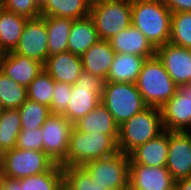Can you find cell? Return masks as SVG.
Segmentation results:
<instances>
[{
	"label": "cell",
	"instance_id": "1",
	"mask_svg": "<svg viewBox=\"0 0 191 190\" xmlns=\"http://www.w3.org/2000/svg\"><path fill=\"white\" fill-rule=\"evenodd\" d=\"M171 14L163 0H132L131 23L155 49L169 42Z\"/></svg>",
	"mask_w": 191,
	"mask_h": 190
},
{
	"label": "cell",
	"instance_id": "2",
	"mask_svg": "<svg viewBox=\"0 0 191 190\" xmlns=\"http://www.w3.org/2000/svg\"><path fill=\"white\" fill-rule=\"evenodd\" d=\"M117 139L118 136L102 133H84L73 126L67 156L60 166H83L90 161L111 156L119 152Z\"/></svg>",
	"mask_w": 191,
	"mask_h": 190
},
{
	"label": "cell",
	"instance_id": "3",
	"mask_svg": "<svg viewBox=\"0 0 191 190\" xmlns=\"http://www.w3.org/2000/svg\"><path fill=\"white\" fill-rule=\"evenodd\" d=\"M135 84L146 105L157 108H161L178 87L156 55L144 61Z\"/></svg>",
	"mask_w": 191,
	"mask_h": 190
},
{
	"label": "cell",
	"instance_id": "4",
	"mask_svg": "<svg viewBox=\"0 0 191 190\" xmlns=\"http://www.w3.org/2000/svg\"><path fill=\"white\" fill-rule=\"evenodd\" d=\"M163 131L160 108L147 107L119 126V151L128 155L137 146L157 137Z\"/></svg>",
	"mask_w": 191,
	"mask_h": 190
},
{
	"label": "cell",
	"instance_id": "5",
	"mask_svg": "<svg viewBox=\"0 0 191 190\" xmlns=\"http://www.w3.org/2000/svg\"><path fill=\"white\" fill-rule=\"evenodd\" d=\"M101 103L118 126L148 107L136 84L123 82H105Z\"/></svg>",
	"mask_w": 191,
	"mask_h": 190
},
{
	"label": "cell",
	"instance_id": "6",
	"mask_svg": "<svg viewBox=\"0 0 191 190\" xmlns=\"http://www.w3.org/2000/svg\"><path fill=\"white\" fill-rule=\"evenodd\" d=\"M132 0H93L90 17L100 39L109 40L131 23Z\"/></svg>",
	"mask_w": 191,
	"mask_h": 190
},
{
	"label": "cell",
	"instance_id": "7",
	"mask_svg": "<svg viewBox=\"0 0 191 190\" xmlns=\"http://www.w3.org/2000/svg\"><path fill=\"white\" fill-rule=\"evenodd\" d=\"M94 183L109 190H125L129 186V155L117 152L82 166Z\"/></svg>",
	"mask_w": 191,
	"mask_h": 190
},
{
	"label": "cell",
	"instance_id": "8",
	"mask_svg": "<svg viewBox=\"0 0 191 190\" xmlns=\"http://www.w3.org/2000/svg\"><path fill=\"white\" fill-rule=\"evenodd\" d=\"M104 84V79L83 70L72 85V93L64 116L72 124L86 116L101 102Z\"/></svg>",
	"mask_w": 191,
	"mask_h": 190
},
{
	"label": "cell",
	"instance_id": "9",
	"mask_svg": "<svg viewBox=\"0 0 191 190\" xmlns=\"http://www.w3.org/2000/svg\"><path fill=\"white\" fill-rule=\"evenodd\" d=\"M54 164L43 151L14 148L0 157V177L22 179L39 175Z\"/></svg>",
	"mask_w": 191,
	"mask_h": 190
},
{
	"label": "cell",
	"instance_id": "10",
	"mask_svg": "<svg viewBox=\"0 0 191 190\" xmlns=\"http://www.w3.org/2000/svg\"><path fill=\"white\" fill-rule=\"evenodd\" d=\"M73 124L64 116L51 114L42 125L43 152L55 164H61L67 156Z\"/></svg>",
	"mask_w": 191,
	"mask_h": 190
},
{
	"label": "cell",
	"instance_id": "11",
	"mask_svg": "<svg viewBox=\"0 0 191 190\" xmlns=\"http://www.w3.org/2000/svg\"><path fill=\"white\" fill-rule=\"evenodd\" d=\"M160 111L164 130L187 131L191 127V84L178 85Z\"/></svg>",
	"mask_w": 191,
	"mask_h": 190
},
{
	"label": "cell",
	"instance_id": "12",
	"mask_svg": "<svg viewBox=\"0 0 191 190\" xmlns=\"http://www.w3.org/2000/svg\"><path fill=\"white\" fill-rule=\"evenodd\" d=\"M48 35L42 16L27 19L18 45L13 52L40 62L48 58Z\"/></svg>",
	"mask_w": 191,
	"mask_h": 190
},
{
	"label": "cell",
	"instance_id": "13",
	"mask_svg": "<svg viewBox=\"0 0 191 190\" xmlns=\"http://www.w3.org/2000/svg\"><path fill=\"white\" fill-rule=\"evenodd\" d=\"M168 158L166 167L175 181L191 177V133L168 131Z\"/></svg>",
	"mask_w": 191,
	"mask_h": 190
},
{
	"label": "cell",
	"instance_id": "14",
	"mask_svg": "<svg viewBox=\"0 0 191 190\" xmlns=\"http://www.w3.org/2000/svg\"><path fill=\"white\" fill-rule=\"evenodd\" d=\"M155 55L177 86L191 84V49L168 42L156 48Z\"/></svg>",
	"mask_w": 191,
	"mask_h": 190
},
{
	"label": "cell",
	"instance_id": "15",
	"mask_svg": "<svg viewBox=\"0 0 191 190\" xmlns=\"http://www.w3.org/2000/svg\"><path fill=\"white\" fill-rule=\"evenodd\" d=\"M175 180L167 167L130 164L129 190H172Z\"/></svg>",
	"mask_w": 191,
	"mask_h": 190
},
{
	"label": "cell",
	"instance_id": "16",
	"mask_svg": "<svg viewBox=\"0 0 191 190\" xmlns=\"http://www.w3.org/2000/svg\"><path fill=\"white\" fill-rule=\"evenodd\" d=\"M42 69L40 62L13 51L3 53L0 61V71L26 88Z\"/></svg>",
	"mask_w": 191,
	"mask_h": 190
},
{
	"label": "cell",
	"instance_id": "17",
	"mask_svg": "<svg viewBox=\"0 0 191 190\" xmlns=\"http://www.w3.org/2000/svg\"><path fill=\"white\" fill-rule=\"evenodd\" d=\"M43 69L55 82L75 84L83 71L81 58L70 51L48 56Z\"/></svg>",
	"mask_w": 191,
	"mask_h": 190
},
{
	"label": "cell",
	"instance_id": "18",
	"mask_svg": "<svg viewBox=\"0 0 191 190\" xmlns=\"http://www.w3.org/2000/svg\"><path fill=\"white\" fill-rule=\"evenodd\" d=\"M168 150V131L164 130L157 137L133 149L128 154L130 164L166 167Z\"/></svg>",
	"mask_w": 191,
	"mask_h": 190
},
{
	"label": "cell",
	"instance_id": "19",
	"mask_svg": "<svg viewBox=\"0 0 191 190\" xmlns=\"http://www.w3.org/2000/svg\"><path fill=\"white\" fill-rule=\"evenodd\" d=\"M108 41L115 53L133 54L146 59L155 56L156 49L144 34L132 24Z\"/></svg>",
	"mask_w": 191,
	"mask_h": 190
},
{
	"label": "cell",
	"instance_id": "20",
	"mask_svg": "<svg viewBox=\"0 0 191 190\" xmlns=\"http://www.w3.org/2000/svg\"><path fill=\"white\" fill-rule=\"evenodd\" d=\"M115 54L109 41L99 39L80 56L83 70L105 80Z\"/></svg>",
	"mask_w": 191,
	"mask_h": 190
},
{
	"label": "cell",
	"instance_id": "21",
	"mask_svg": "<svg viewBox=\"0 0 191 190\" xmlns=\"http://www.w3.org/2000/svg\"><path fill=\"white\" fill-rule=\"evenodd\" d=\"M73 126L84 133H102L109 136H118L119 126L101 102L86 116L75 122Z\"/></svg>",
	"mask_w": 191,
	"mask_h": 190
},
{
	"label": "cell",
	"instance_id": "22",
	"mask_svg": "<svg viewBox=\"0 0 191 190\" xmlns=\"http://www.w3.org/2000/svg\"><path fill=\"white\" fill-rule=\"evenodd\" d=\"M145 60L138 55L116 53L105 82L135 84Z\"/></svg>",
	"mask_w": 191,
	"mask_h": 190
},
{
	"label": "cell",
	"instance_id": "23",
	"mask_svg": "<svg viewBox=\"0 0 191 190\" xmlns=\"http://www.w3.org/2000/svg\"><path fill=\"white\" fill-rule=\"evenodd\" d=\"M99 39L95 23L90 16L73 20L68 38V51L81 56Z\"/></svg>",
	"mask_w": 191,
	"mask_h": 190
},
{
	"label": "cell",
	"instance_id": "24",
	"mask_svg": "<svg viewBox=\"0 0 191 190\" xmlns=\"http://www.w3.org/2000/svg\"><path fill=\"white\" fill-rule=\"evenodd\" d=\"M27 17L13 13L3 7L0 9V50L13 51L18 45Z\"/></svg>",
	"mask_w": 191,
	"mask_h": 190
},
{
	"label": "cell",
	"instance_id": "25",
	"mask_svg": "<svg viewBox=\"0 0 191 190\" xmlns=\"http://www.w3.org/2000/svg\"><path fill=\"white\" fill-rule=\"evenodd\" d=\"M92 0H46L41 16L64 17L72 20L90 16Z\"/></svg>",
	"mask_w": 191,
	"mask_h": 190
},
{
	"label": "cell",
	"instance_id": "26",
	"mask_svg": "<svg viewBox=\"0 0 191 190\" xmlns=\"http://www.w3.org/2000/svg\"><path fill=\"white\" fill-rule=\"evenodd\" d=\"M46 23L48 35V56L68 51V38L72 19L54 16H42Z\"/></svg>",
	"mask_w": 191,
	"mask_h": 190
},
{
	"label": "cell",
	"instance_id": "27",
	"mask_svg": "<svg viewBox=\"0 0 191 190\" xmlns=\"http://www.w3.org/2000/svg\"><path fill=\"white\" fill-rule=\"evenodd\" d=\"M21 129L18 109L10 108L0 111V157L15 148Z\"/></svg>",
	"mask_w": 191,
	"mask_h": 190
},
{
	"label": "cell",
	"instance_id": "28",
	"mask_svg": "<svg viewBox=\"0 0 191 190\" xmlns=\"http://www.w3.org/2000/svg\"><path fill=\"white\" fill-rule=\"evenodd\" d=\"M27 100V88L8 78L0 71V106L18 109Z\"/></svg>",
	"mask_w": 191,
	"mask_h": 190
},
{
	"label": "cell",
	"instance_id": "29",
	"mask_svg": "<svg viewBox=\"0 0 191 190\" xmlns=\"http://www.w3.org/2000/svg\"><path fill=\"white\" fill-rule=\"evenodd\" d=\"M63 179V168L59 164H54L42 174L28 176L19 180L23 190H56Z\"/></svg>",
	"mask_w": 191,
	"mask_h": 190
},
{
	"label": "cell",
	"instance_id": "30",
	"mask_svg": "<svg viewBox=\"0 0 191 190\" xmlns=\"http://www.w3.org/2000/svg\"><path fill=\"white\" fill-rule=\"evenodd\" d=\"M22 129L41 128L51 110L46 105L27 99L19 108Z\"/></svg>",
	"mask_w": 191,
	"mask_h": 190
},
{
	"label": "cell",
	"instance_id": "31",
	"mask_svg": "<svg viewBox=\"0 0 191 190\" xmlns=\"http://www.w3.org/2000/svg\"><path fill=\"white\" fill-rule=\"evenodd\" d=\"M55 81L42 69L27 87V99L51 107Z\"/></svg>",
	"mask_w": 191,
	"mask_h": 190
},
{
	"label": "cell",
	"instance_id": "32",
	"mask_svg": "<svg viewBox=\"0 0 191 190\" xmlns=\"http://www.w3.org/2000/svg\"><path fill=\"white\" fill-rule=\"evenodd\" d=\"M169 42L191 49V12L171 14V31Z\"/></svg>",
	"mask_w": 191,
	"mask_h": 190
},
{
	"label": "cell",
	"instance_id": "33",
	"mask_svg": "<svg viewBox=\"0 0 191 190\" xmlns=\"http://www.w3.org/2000/svg\"><path fill=\"white\" fill-rule=\"evenodd\" d=\"M64 179L74 190H109L102 188L91 179L82 166H68L63 168Z\"/></svg>",
	"mask_w": 191,
	"mask_h": 190
},
{
	"label": "cell",
	"instance_id": "34",
	"mask_svg": "<svg viewBox=\"0 0 191 190\" xmlns=\"http://www.w3.org/2000/svg\"><path fill=\"white\" fill-rule=\"evenodd\" d=\"M72 93V85L68 83L55 82L51 102V114L64 115L69 104Z\"/></svg>",
	"mask_w": 191,
	"mask_h": 190
},
{
	"label": "cell",
	"instance_id": "35",
	"mask_svg": "<svg viewBox=\"0 0 191 190\" xmlns=\"http://www.w3.org/2000/svg\"><path fill=\"white\" fill-rule=\"evenodd\" d=\"M2 7L28 19L41 16V7L35 0H2Z\"/></svg>",
	"mask_w": 191,
	"mask_h": 190
},
{
	"label": "cell",
	"instance_id": "36",
	"mask_svg": "<svg viewBox=\"0 0 191 190\" xmlns=\"http://www.w3.org/2000/svg\"><path fill=\"white\" fill-rule=\"evenodd\" d=\"M15 148L43 151V133L41 128L21 129Z\"/></svg>",
	"mask_w": 191,
	"mask_h": 190
},
{
	"label": "cell",
	"instance_id": "37",
	"mask_svg": "<svg viewBox=\"0 0 191 190\" xmlns=\"http://www.w3.org/2000/svg\"><path fill=\"white\" fill-rule=\"evenodd\" d=\"M172 13L191 12V0H163Z\"/></svg>",
	"mask_w": 191,
	"mask_h": 190
},
{
	"label": "cell",
	"instance_id": "38",
	"mask_svg": "<svg viewBox=\"0 0 191 190\" xmlns=\"http://www.w3.org/2000/svg\"><path fill=\"white\" fill-rule=\"evenodd\" d=\"M1 178V190H23L19 179H11L8 177Z\"/></svg>",
	"mask_w": 191,
	"mask_h": 190
},
{
	"label": "cell",
	"instance_id": "39",
	"mask_svg": "<svg viewBox=\"0 0 191 190\" xmlns=\"http://www.w3.org/2000/svg\"><path fill=\"white\" fill-rule=\"evenodd\" d=\"M176 190H191V177L179 179L175 181Z\"/></svg>",
	"mask_w": 191,
	"mask_h": 190
},
{
	"label": "cell",
	"instance_id": "40",
	"mask_svg": "<svg viewBox=\"0 0 191 190\" xmlns=\"http://www.w3.org/2000/svg\"><path fill=\"white\" fill-rule=\"evenodd\" d=\"M56 190H74L65 179L61 181Z\"/></svg>",
	"mask_w": 191,
	"mask_h": 190
},
{
	"label": "cell",
	"instance_id": "41",
	"mask_svg": "<svg viewBox=\"0 0 191 190\" xmlns=\"http://www.w3.org/2000/svg\"><path fill=\"white\" fill-rule=\"evenodd\" d=\"M37 4L41 7L46 0H35Z\"/></svg>",
	"mask_w": 191,
	"mask_h": 190
},
{
	"label": "cell",
	"instance_id": "42",
	"mask_svg": "<svg viewBox=\"0 0 191 190\" xmlns=\"http://www.w3.org/2000/svg\"><path fill=\"white\" fill-rule=\"evenodd\" d=\"M2 54H3V52L0 50V61H1Z\"/></svg>",
	"mask_w": 191,
	"mask_h": 190
}]
</instances>
